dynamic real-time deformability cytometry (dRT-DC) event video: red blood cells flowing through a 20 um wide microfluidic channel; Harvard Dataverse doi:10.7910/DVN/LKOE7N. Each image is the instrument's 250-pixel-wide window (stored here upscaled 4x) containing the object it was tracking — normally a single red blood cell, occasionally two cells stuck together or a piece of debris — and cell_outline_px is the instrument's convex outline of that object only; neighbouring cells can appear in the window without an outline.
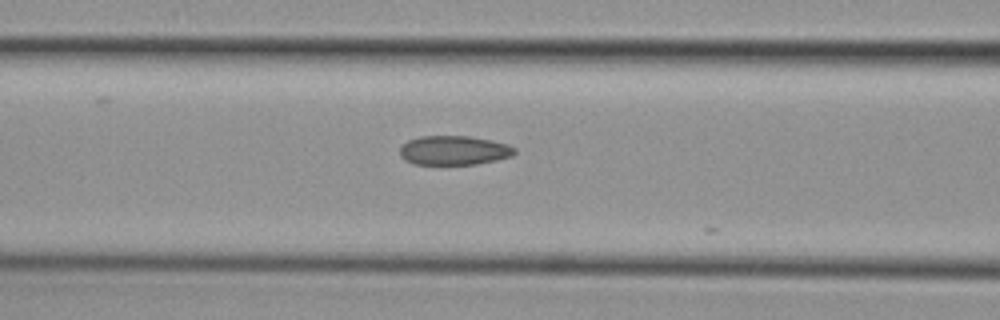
{"species": "common noctule bat (a hibernating species)", "species_latin": "Nyctalus noctula", "temperature_condition": "cold", "stored_images_in_passage": 17, "camera_frame_rate_fps": 3000, "um_per_image_px": 0.085, "animal": {"sex": "female", "body_mass_g": 29.2, "forearm_length_mm": 56.3}, "frame": {"image": 1, "passage_image": 16, "time_ms": 5.0, "image_size_px": [1000, 320], "cell_outline_px": [[516, 152], [512, 156], [496, 160], [476, 164], [416, 164], [404, 160], [400, 156], [400, 148], [408, 140], [420, 136], [468, 136], [492, 140], [508, 144], [516, 148]], "centroid_in_image_um": [38.6, 12.78], "position_along_channel_um": 128.0, "area_um2": 19.59}}